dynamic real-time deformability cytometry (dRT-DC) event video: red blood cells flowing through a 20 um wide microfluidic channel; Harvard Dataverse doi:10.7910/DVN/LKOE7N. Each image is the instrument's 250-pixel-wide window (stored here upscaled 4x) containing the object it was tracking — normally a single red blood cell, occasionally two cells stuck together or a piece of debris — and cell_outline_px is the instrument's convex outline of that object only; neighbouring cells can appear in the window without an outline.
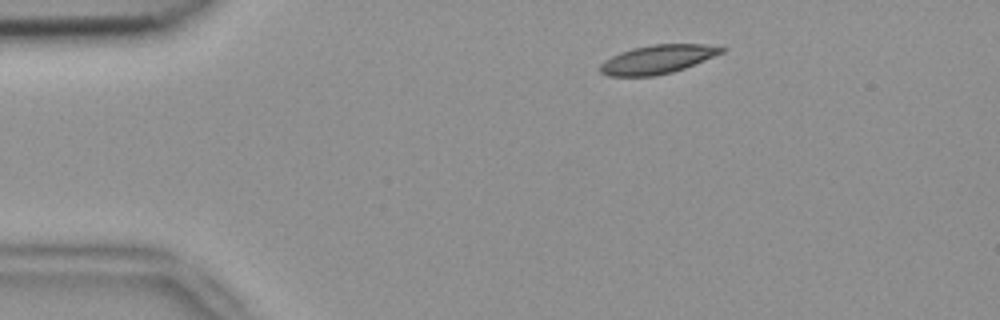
{"species": "common noctule bat (a hibernating species)", "species_latin": "Nyctalus noctula", "temperature_condition": "room temperature", "stored_images_in_passage": 6, "camera_frame_rate_fps": 3000, "um_per_image_px": 0.085, "animal": {"sex": "female", "body_mass_g": 18.4}, "frame": {"image": 1, "passage_image": 1, "time_ms": 0.0, "image_size_px": [1000, 320], "cell_outline_px": [[724, 52], [684, 68], [672, 72], [656, 76], [608, 76], [600, 72], [600, 64], [604, 60], [620, 52], [632, 48], [652, 44], [704, 44], [724, 48]], "centroid_in_image_um": [55.85, 5.04], "position_along_channel_um": 29.2, "area_um2": 20.17}}